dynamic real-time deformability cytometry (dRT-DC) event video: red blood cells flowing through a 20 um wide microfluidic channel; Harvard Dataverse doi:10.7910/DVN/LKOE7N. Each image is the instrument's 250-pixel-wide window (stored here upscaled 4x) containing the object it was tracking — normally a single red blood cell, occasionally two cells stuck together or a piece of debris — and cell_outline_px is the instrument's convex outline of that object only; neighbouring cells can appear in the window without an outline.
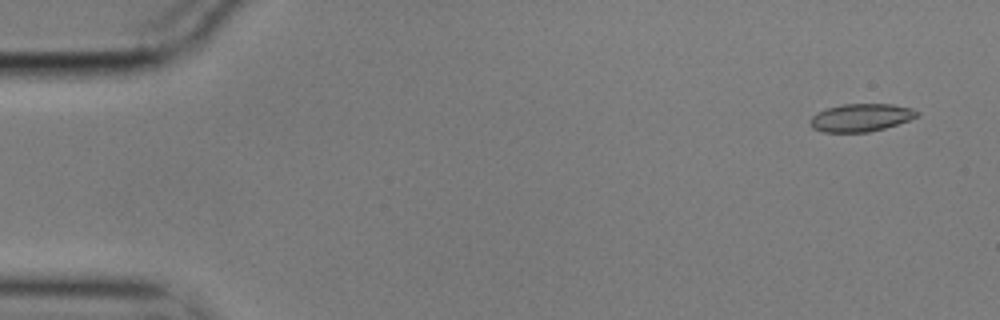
{"species": "common noctule bat (a hibernating species)", "species_latin": "Nyctalus noctula", "temperature_condition": "cold", "stored_images_in_passage": 21, "camera_frame_rate_fps": 3000, "um_per_image_px": 0.085, "animal": {"sex": "male", "body_mass_g": 17.9}, "frame": {"image": 1, "passage_image": 3, "time_ms": 0.667, "image_size_px": [1000, 320], "cell_outline_px": [[920, 112], [916, 116], [908, 120], [884, 128], [868, 132], [824, 132], [812, 128], [808, 120], [816, 112], [828, 108], [844, 104], [892, 104], [912, 108]], "centroid_in_image_um": [73.14, 9.99], "position_along_channel_um": 11.9, "area_um2": 17.22}}
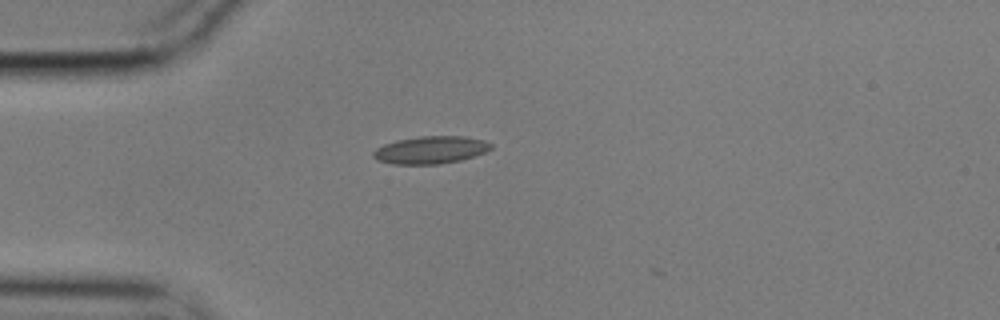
{"frame": {"image": 2, "passage_image": 15, "time_ms": 4.667, "image_size_px": [1000, 320], "cell_outline_px": [[492, 148], [484, 152], [460, 160], [440, 164], [392, 164], [376, 160], [372, 156], [372, 152], [376, 148], [384, 144], [396, 140], [420, 136], [464, 136], [484, 140], [492, 144]], "centroid_in_image_um": [36.56, 12.74], "position_along_channel_um": 48.4, "area_um2": 18.9}}
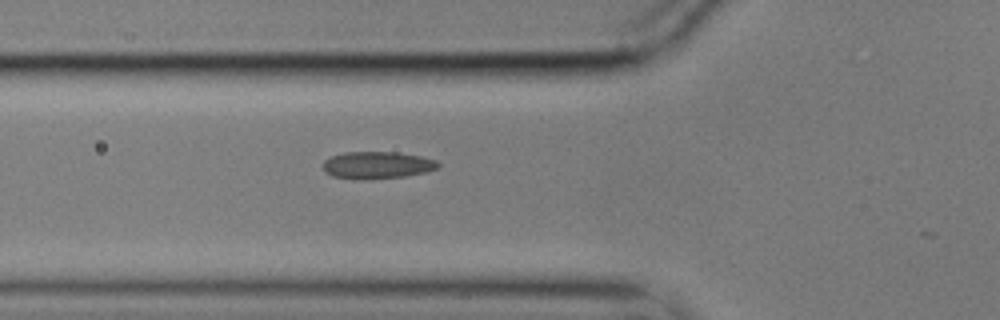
{"frame": {"image": 3, "passage_image": 20, "time_ms": 6.333, "image_size_px": [1000, 320], "cell_outline_px": [[440, 164], [436, 168], [428, 172], [404, 176], [360, 180], [332, 176], [324, 172], [324, 160], [332, 156], [344, 152], [396, 152], [420, 156], [436, 160]], "centroid_in_image_um": [32.05, 14.04], "position_along_channel_um": 93.8, "area_um2": 18.21}}